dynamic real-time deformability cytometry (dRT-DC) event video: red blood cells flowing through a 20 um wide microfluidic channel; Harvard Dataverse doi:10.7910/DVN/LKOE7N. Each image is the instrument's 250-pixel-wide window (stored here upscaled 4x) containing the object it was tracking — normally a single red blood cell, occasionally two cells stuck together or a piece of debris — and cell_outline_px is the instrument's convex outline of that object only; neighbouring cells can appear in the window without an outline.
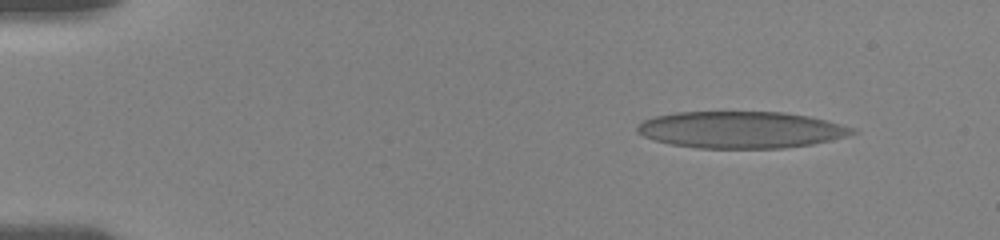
{"species": "human", "species_latin": "Homo sapiens", "temperature_condition": "room temperature", "stored_images_in_passage": 48, "camera_frame_rate_fps": 3000, "um_per_image_px": 0.085, "donor": {"sex": "female"}, "frame": {"image": 1, "passage_image": 4, "time_ms": 1.667, "image_size_px": [1000, 240], "cell_outline_px": [[860, 132], [848, 136], [812, 144], [784, 148], [696, 148], [672, 144], [656, 140], [644, 136], [636, 132], [636, 128], [644, 120], [656, 116], [676, 112], [784, 112], [808, 116], [856, 128]], "centroid_in_image_um": [63.02, 11.03], "position_along_channel_um": 22.0, "area_um2": 46.01}}
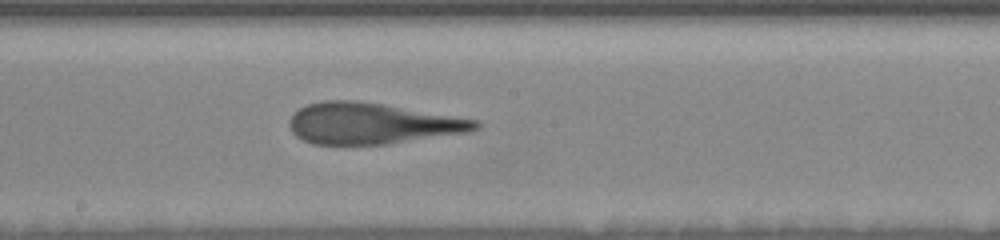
{"frame": {"image": 2, "passage_image": 26, "time_ms": 9.667, "image_size_px": [1000, 240], "cell_outline_px": [[480, 128], [468, 132], [388, 144], [312, 144], [296, 136], [292, 132], [288, 124], [288, 120], [300, 108], [308, 104], [320, 100], [356, 100], [384, 104], [480, 120]], "centroid_in_image_um": [31.62, 10.49], "position_along_channel_um": 216.6, "area_um2": 44.68}}
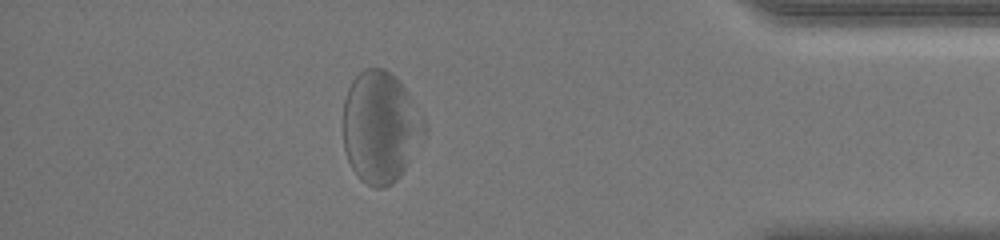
{"frame": {"image": 3, "passage_image": 42, "time_ms": 15.667, "image_size_px": [1000, 240], "cell_outline_px": [[428, 132], [408, 164], [400, 176], [392, 184], [380, 188], [376, 188], [360, 180], [352, 168], [348, 160], [344, 148], [344, 100], [348, 88], [352, 80], [364, 68], [384, 68], [392, 72], [400, 80], [424, 116], [428, 128]], "centroid_in_image_um": [32.38, 10.78], "position_along_channel_um": 402.8, "area_um2": 53.35}, "authors_computed_cell_mechanics": {"area_um2": 46.1533, "velocity_mm_per_s": 3.6307, "shape_relaxation_time_tau1_ms": 5.0249, "shape_relaxation_time_tau2_ms": 1.0146, "deformation_change_tau1": 0.1735, "deformation_change_tau2": 0.0925}}